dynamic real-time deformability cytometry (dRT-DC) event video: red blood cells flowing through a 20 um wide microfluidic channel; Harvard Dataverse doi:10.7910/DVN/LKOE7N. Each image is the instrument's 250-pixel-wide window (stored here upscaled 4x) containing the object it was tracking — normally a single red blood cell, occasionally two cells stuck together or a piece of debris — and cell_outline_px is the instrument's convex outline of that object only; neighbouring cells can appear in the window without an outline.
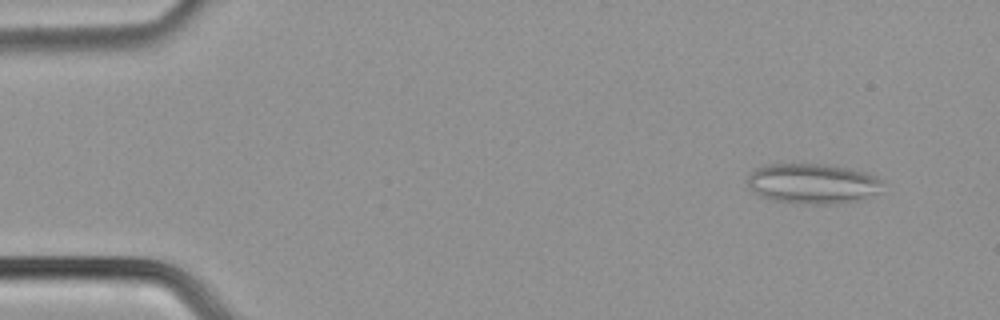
{"species": "common noctule bat (a hibernating species)", "species_latin": "Nyctalus noctula", "temperature_condition": "cold", "stored_images_in_passage": 14, "camera_frame_rate_fps": 3000, "um_per_image_px": 0.085, "animal": {"sex": "male", "body_mass_g": 21.5, "forearm_length_mm": 52.0}, "frame": {"image": 1, "passage_image": 5, "time_ms": 1.333, "image_size_px": [1000, 320], "cell_outline_px": [[884, 180], [880, 192], [860, 200], [828, 204], [812, 204], [776, 200], [752, 192], [748, 184], [748, 176], [756, 168], [764, 164], [824, 164], [848, 168], [864, 172], [876, 176]], "centroid_in_image_um": [69.11, 15.59], "position_along_channel_um": 15.9, "area_um2": 31.5}}